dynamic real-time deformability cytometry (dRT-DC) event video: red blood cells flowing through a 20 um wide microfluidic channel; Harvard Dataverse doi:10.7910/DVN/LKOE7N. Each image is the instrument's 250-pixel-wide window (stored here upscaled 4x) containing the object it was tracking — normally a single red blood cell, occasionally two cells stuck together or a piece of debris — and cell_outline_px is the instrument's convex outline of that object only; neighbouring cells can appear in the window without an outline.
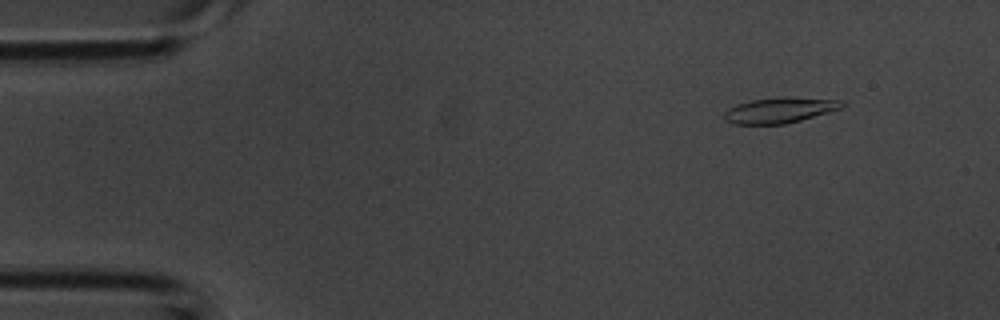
{"species": "common noctule bat (a hibernating species)", "species_latin": "Nyctalus noctula", "temperature_condition": "room temperature", "stored_images_in_passage": 44, "camera_frame_rate_fps": 3000, "um_per_image_px": 0.085, "animal": {"sex": "male", "body_mass_g": 20.1, "forearm_length_mm": 53.5}, "frame": {"image": 1, "passage_image": 5, "time_ms": 1.333, "image_size_px": [1000, 320], "cell_outline_px": [[848, 104], [840, 108], [828, 112], [800, 120], [784, 124], [736, 124], [724, 120], [724, 112], [728, 108], [736, 104], [752, 100], [780, 96], [788, 96], [840, 100]], "centroid_in_image_um": [66.27, 9.35], "position_along_channel_um": 18.7, "area_um2": 17.63}}
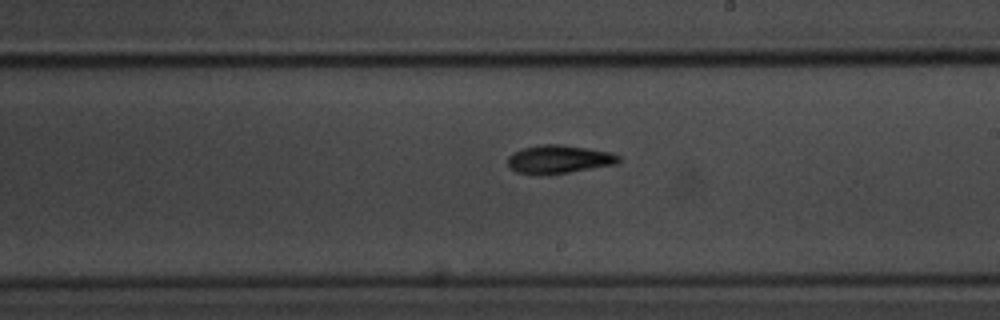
{"frame": {"image": 2, "passage_image": 25, "time_ms": 8.0, "image_size_px": [1000, 320], "cell_outline_px": [[620, 160], [616, 164], [568, 172], [516, 172], [508, 168], [508, 156], [512, 152], [524, 148], [544, 144], [560, 144], [588, 148], [612, 152], [620, 156]], "centroid_in_image_um": [47.53, 13.5], "position_along_channel_um": 241.5, "area_um2": 17.74}}
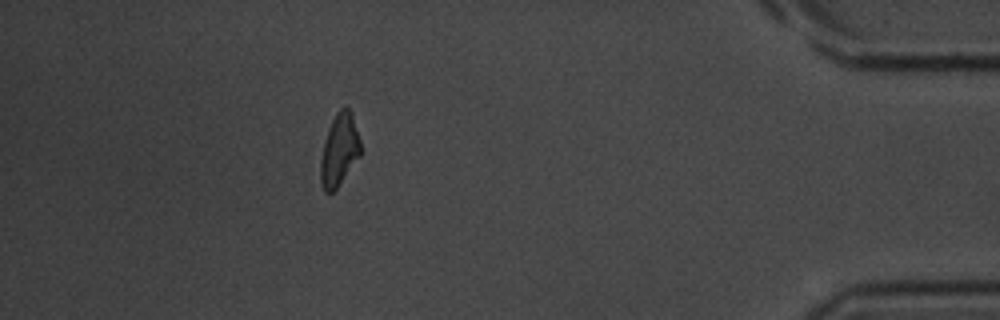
{"frame": {"image": 3, "passage_image": 39, "time_ms": 12.667, "image_size_px": [1000, 320], "cell_outline_px": [[360, 156], [336, 188], [332, 192], [324, 192], [320, 180], [320, 160], [328, 128], [336, 112], [344, 104], [352, 112], [360, 140]], "centroid_in_image_um": [28.84, 12.71], "position_along_channel_um": 406.4, "area_um2": 16.76}}